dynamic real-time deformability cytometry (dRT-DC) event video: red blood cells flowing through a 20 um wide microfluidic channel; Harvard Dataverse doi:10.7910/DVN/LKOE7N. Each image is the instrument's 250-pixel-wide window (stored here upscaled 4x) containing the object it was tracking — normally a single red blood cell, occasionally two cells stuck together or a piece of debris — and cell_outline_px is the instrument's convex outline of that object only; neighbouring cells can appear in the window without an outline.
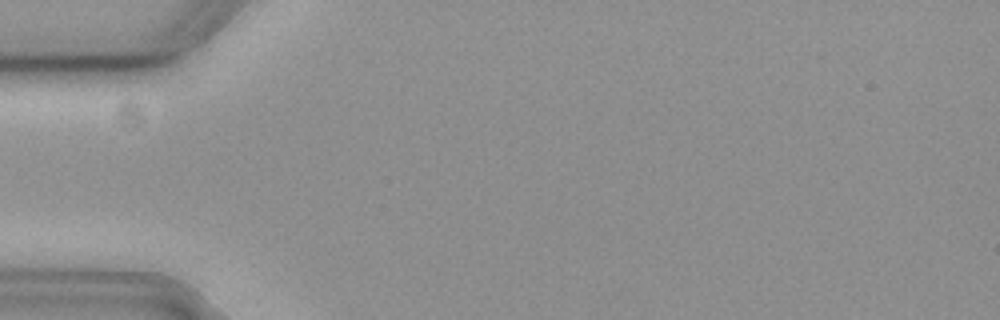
{"species": "common noctule bat (a hibernating species)", "species_latin": "Nyctalus noctula", "temperature_condition": "cold", "stored_images_in_passage": 1, "camera_frame_rate_fps": 3000, "um_per_image_px": 0.085, "animal": {"sex": "female", "body_mass_g": 19.3, "forearm_length_mm": 54.1}, "frame": {"image": 1, "passage_image": 1, "time_ms": 0.0, "image_size_px": [1000, 320], "cell_outline_px": [[196, 12], [188, 28], [184, 32], [172, 40], [104, 44], [16, 44], [20, 40]], "centroid_in_image_um": [10.4, 2.77], "position_along_channel_um": 74.6, "area_um2": 19.48}}